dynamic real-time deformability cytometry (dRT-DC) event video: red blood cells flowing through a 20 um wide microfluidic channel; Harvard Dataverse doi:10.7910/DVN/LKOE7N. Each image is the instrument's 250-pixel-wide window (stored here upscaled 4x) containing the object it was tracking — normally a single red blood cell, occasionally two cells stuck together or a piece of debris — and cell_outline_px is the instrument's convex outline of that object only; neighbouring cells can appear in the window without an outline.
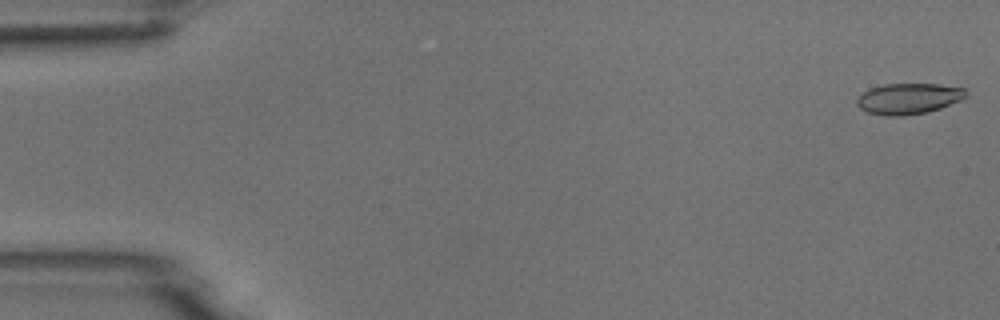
{"species": "common noctule bat (a hibernating species)", "species_latin": "Nyctalus noctula", "temperature_condition": "room temperature", "stored_images_in_passage": 5, "camera_frame_rate_fps": 3000, "um_per_image_px": 0.085, "animal": {"sex": "male", "body_mass_g": 18.8}, "frame": {"image": 1, "passage_image": 1, "time_ms": 0.0, "image_size_px": [1000, 320], "cell_outline_px": [[968, 96], [960, 100], [940, 108], [928, 112], [904, 116], [888, 116], [868, 112], [860, 108], [856, 104], [856, 100], [864, 92], [872, 88], [884, 84], [940, 84], [964, 88], [968, 92]], "centroid_in_image_um": [77.26, 8.38], "position_along_channel_um": 7.7, "area_um2": 19.59}}
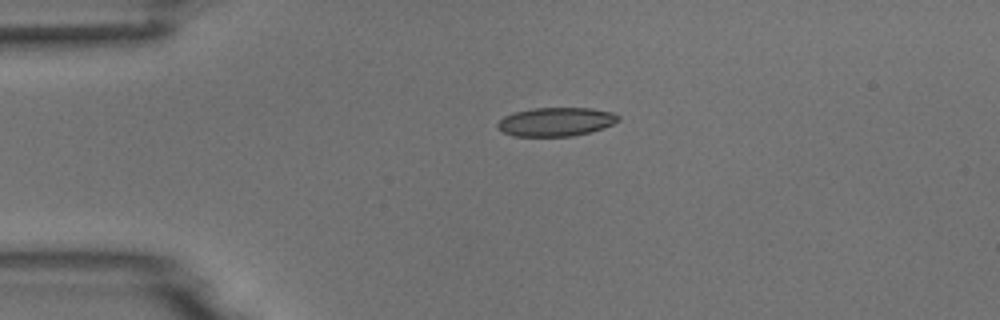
{"frame": {"image": 2, "passage_image": 4, "time_ms": 3.667, "image_size_px": [1000, 320], "cell_outline_px": [[620, 120], [604, 128], [572, 136], [512, 136], [496, 128], [496, 124], [504, 116], [512, 112], [532, 108], [592, 108], [612, 112], [620, 116]], "centroid_in_image_um": [47.23, 10.34], "position_along_channel_um": 37.8, "area_um2": 20.35}}